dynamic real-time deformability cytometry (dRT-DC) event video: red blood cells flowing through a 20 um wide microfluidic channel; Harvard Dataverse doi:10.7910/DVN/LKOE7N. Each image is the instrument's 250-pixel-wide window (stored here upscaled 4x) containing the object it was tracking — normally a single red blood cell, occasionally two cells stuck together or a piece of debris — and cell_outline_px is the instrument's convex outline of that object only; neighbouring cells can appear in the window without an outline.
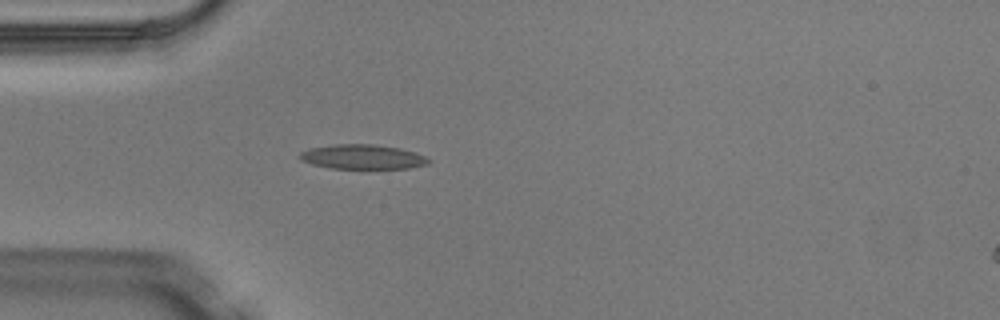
{"species": "Egyptian fruit bat (a non-hibernating species)", "species_latin": "Rousettus aegyptiacus", "temperature_condition": "warm", "stored_images_in_passage": 1, "camera_frame_rate_fps": 3000, "um_per_image_px": 0.085, "animal": {"sex": "male"}, "frame": {"image": 1, "passage_image": 1, "time_ms": 0.0, "image_size_px": [1000, 320], "cell_outline_px": [[432, 160], [428, 164], [408, 168], [332, 168], [312, 164], [300, 160], [300, 152], [308, 148], [336, 144], [372, 144], [400, 148], [416, 152]], "centroid_in_image_um": [30.82, 13.32], "position_along_channel_um": 54.2, "area_um2": 18.38}}